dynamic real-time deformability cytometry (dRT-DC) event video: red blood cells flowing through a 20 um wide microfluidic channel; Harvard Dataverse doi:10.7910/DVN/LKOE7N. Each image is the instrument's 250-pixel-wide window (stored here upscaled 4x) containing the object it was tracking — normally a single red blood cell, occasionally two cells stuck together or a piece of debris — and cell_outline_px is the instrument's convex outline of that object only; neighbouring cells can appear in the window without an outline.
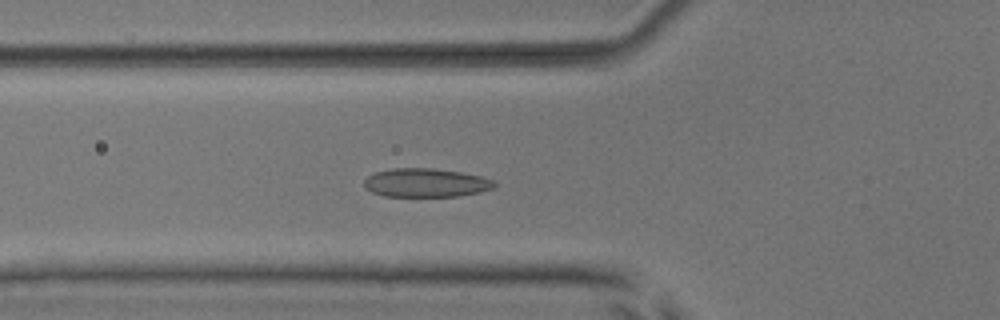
{"species": "common noctule bat (a hibernating species)", "species_latin": "Nyctalus noctula", "temperature_condition": "room temperature", "stored_images_in_passage": 38, "camera_frame_rate_fps": 3000, "um_per_image_px": 0.085, "animal": {"sex": "male", "body_mass_g": 17.9, "forearm_length_mm": 54.2}, "frame": {"image": 1, "passage_image": 4, "time_ms": 1.0, "image_size_px": [1000, 320], "cell_outline_px": [[496, 184], [492, 188], [480, 192], [460, 196], [384, 196], [372, 192], [364, 188], [364, 180], [368, 176], [376, 172], [392, 168], [432, 168], [460, 172], [480, 176], [492, 180]], "centroid_in_image_um": [36.16, 15.53], "position_along_channel_um": 89.6, "area_um2": 21.68}}
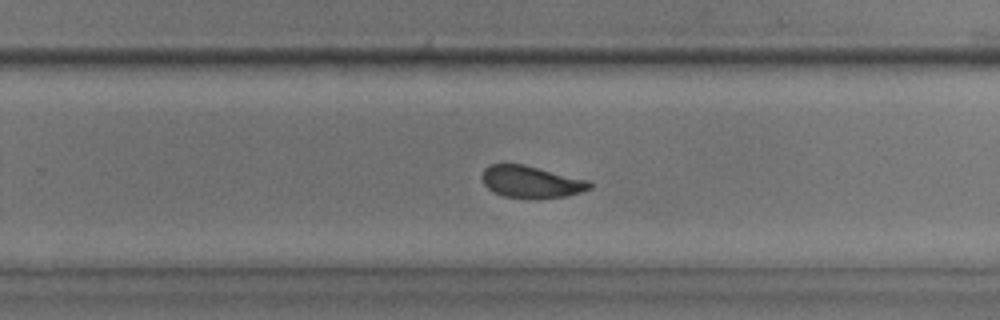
{"frame": {"image": 2, "passage_image": 19, "time_ms": 6.0, "image_size_px": [1000, 320], "cell_outline_px": [[592, 188], [568, 196], [536, 200], [528, 200], [504, 196], [488, 188], [484, 184], [480, 176], [484, 168], [488, 164], [524, 164], [588, 180], [592, 184]], "centroid_in_image_um": [45.14, 15.48], "position_along_channel_um": 284.7, "area_um2": 20.52}}
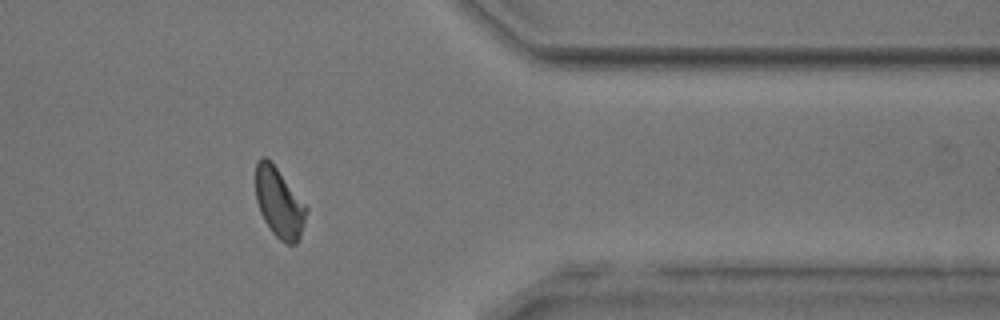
{"frame": {"image": 3, "passage_image": 28, "time_ms": 9.0, "image_size_px": [1000, 320], "cell_outline_px": [[308, 208], [300, 240], [296, 244], [284, 244], [272, 232], [264, 220], [260, 212], [256, 200], [256, 160], [260, 156], [264, 156], [276, 168]], "centroid_in_image_um": [23.73, 17.28], "position_along_channel_um": 387.7, "area_um2": 20.4}, "authors_computed_cell_mechanics": {"area_um2": 21.0392, "velocity_mm_per_s": 3.911, "shape_relaxation_time_tau1_ms": 4.2591, "shape_relaxation_time_tau2_ms": 1.2306, "deformation_change_tau1": 0.123, "deformation_change_tau2": 0.07}}